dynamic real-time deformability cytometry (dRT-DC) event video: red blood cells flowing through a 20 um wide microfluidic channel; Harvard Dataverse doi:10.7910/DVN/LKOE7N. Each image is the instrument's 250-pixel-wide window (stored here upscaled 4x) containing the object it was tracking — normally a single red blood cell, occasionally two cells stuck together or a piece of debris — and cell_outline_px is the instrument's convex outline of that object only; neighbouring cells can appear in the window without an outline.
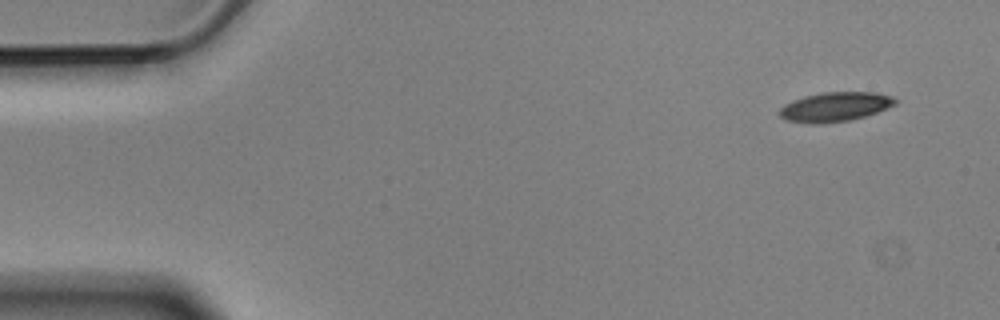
{"species": "Egyptian fruit bat (a non-hibernating species)", "species_latin": "Rousettus aegyptiacus", "temperature_condition": "cold", "stored_images_in_passage": 3, "camera_frame_rate_fps": 3000, "um_per_image_px": 0.085, "animal": {"sex": "male"}, "frame": {"image": 1, "passage_image": 1, "time_ms": 0.0, "image_size_px": [1000, 320], "cell_outline_px": [[896, 104], [876, 112], [864, 116], [848, 120], [816, 124], [812, 124], [788, 120], [780, 116], [780, 108], [784, 104], [804, 96], [820, 92], [876, 92], [892, 96], [896, 100]], "centroid_in_image_um": [70.97, 9.06], "position_along_channel_um": 14.0, "area_um2": 19.59}}